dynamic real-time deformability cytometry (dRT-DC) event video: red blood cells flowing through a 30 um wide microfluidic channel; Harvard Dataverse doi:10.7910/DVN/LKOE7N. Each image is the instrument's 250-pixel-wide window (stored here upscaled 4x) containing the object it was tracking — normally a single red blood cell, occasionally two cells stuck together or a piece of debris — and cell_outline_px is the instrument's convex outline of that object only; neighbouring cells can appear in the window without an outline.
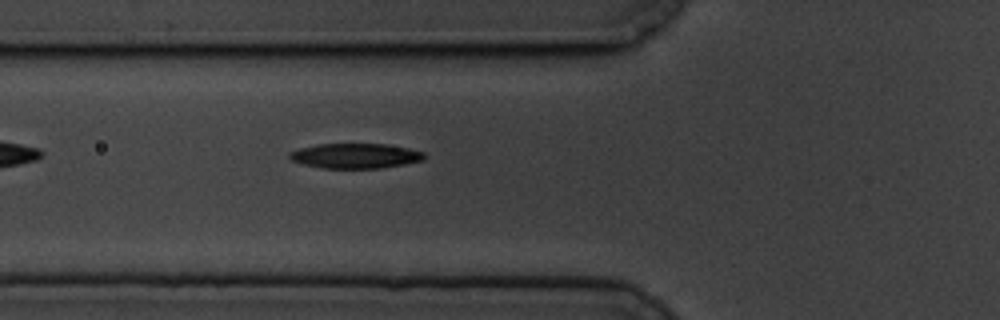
{"species": "common noctule bat (a hibernating species)", "species_latin": "Nyctalus noctula", "temperature_condition": "cold", "stored_images_in_passage": 36, "camera_frame_rate_fps": 3000, "um_per_image_px": 0.085, "animal": {"sex": "male", "body_mass_g": 19.5, "forearm_length_mm": 54.6}, "frame": {"image": 1, "passage_image": 3, "time_ms": 0.667, "image_size_px": [1000, 320], "cell_outline_px": [[424, 160], [404, 164], [380, 168], [320, 168], [304, 164], [292, 160], [288, 156], [288, 152], [300, 148], [316, 144], [388, 144], [408, 148], [424, 152]], "centroid_in_image_um": [30.19, 13.24], "position_along_channel_um": 95.6, "area_um2": 19.59}}
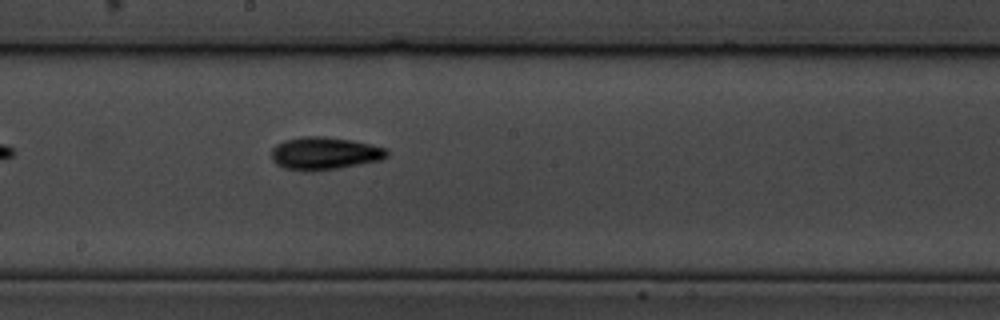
{"frame": {"image": 2, "passage_image": 14, "time_ms": 4.333, "image_size_px": [1000, 320], "cell_outline_px": [[388, 156], [380, 160], [336, 168], [284, 168], [276, 164], [272, 160], [272, 148], [276, 144], [284, 140], [304, 136], [324, 136], [352, 140], [384, 148], [388, 152]], "centroid_in_image_um": [27.57, 12.98], "position_along_channel_um": 220.6, "area_um2": 21.1}}
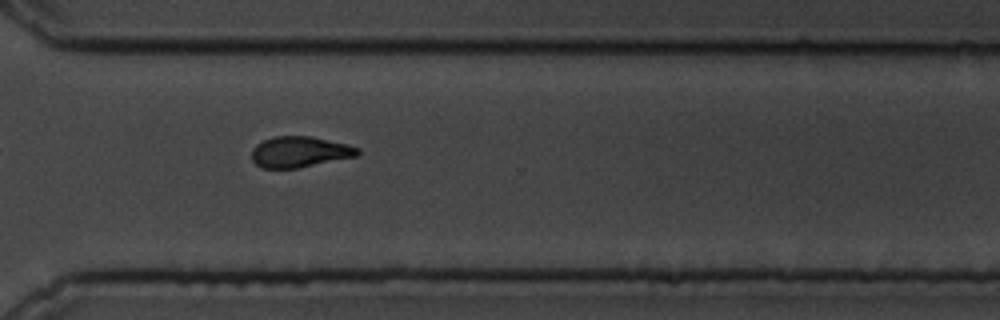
{"frame": {"image": 3, "passage_image": 25, "time_ms": 8.0, "image_size_px": [1000, 320], "cell_outline_px": [[360, 152], [356, 156], [296, 168], [260, 168], [252, 160], [252, 148], [256, 144], [272, 136], [312, 136], [348, 144], [360, 148]], "centroid_in_image_um": [25.45, 12.9], "position_along_channel_um": 345.1, "area_um2": 19.07}}